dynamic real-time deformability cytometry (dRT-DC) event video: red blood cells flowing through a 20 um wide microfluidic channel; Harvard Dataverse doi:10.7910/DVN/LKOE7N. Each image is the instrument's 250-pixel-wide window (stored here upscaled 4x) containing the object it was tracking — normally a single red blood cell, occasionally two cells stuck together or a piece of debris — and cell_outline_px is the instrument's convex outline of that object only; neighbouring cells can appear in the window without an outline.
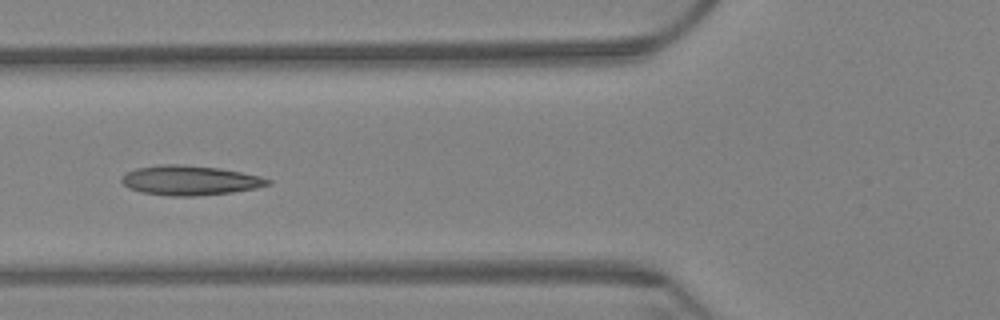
{"species": "Egyptian fruit bat (a non-hibernating species)", "species_latin": "Rousettus aegyptiacus", "temperature_condition": "warm", "stored_images_in_passage": 4, "camera_frame_rate_fps": 3000, "um_per_image_px": 0.085, "animal": {"sex": "female"}, "frame": {"image": 1, "passage_image": 4, "time_ms": 1.0, "image_size_px": [1000, 320], "cell_outline_px": [[272, 184], [256, 188], [232, 192], [196, 196], [168, 196], [140, 192], [128, 188], [120, 180], [128, 172], [136, 168], [168, 164], [176, 164], [220, 168], [260, 176], [272, 180]], "centroid_in_image_um": [16.16, 15.34], "position_along_channel_um": 109.6, "area_um2": 25.14}}